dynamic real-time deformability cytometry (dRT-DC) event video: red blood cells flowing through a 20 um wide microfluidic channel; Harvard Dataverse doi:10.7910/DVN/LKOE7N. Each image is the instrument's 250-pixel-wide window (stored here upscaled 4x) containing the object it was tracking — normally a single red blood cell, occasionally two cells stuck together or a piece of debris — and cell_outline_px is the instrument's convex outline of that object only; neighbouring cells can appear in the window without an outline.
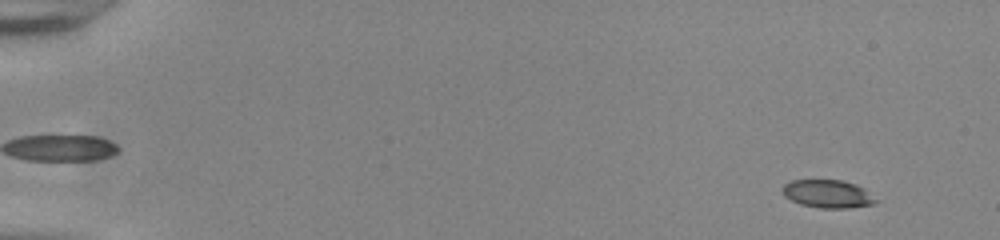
{"species": "common noctule bat (a hibernating species)", "species_latin": "Nyctalus noctula", "temperature_condition": "room temperature", "stored_images_in_passage": 55, "camera_frame_rate_fps": 3000, "um_per_image_px": 0.085, "animal": {"sex": "male", "body_mass_g": 20.0, "forearm_length_mm": 53.3}, "frame": {"image": 1, "passage_image": 4, "time_ms": 1.0, "image_size_px": [1000, 240], "cell_outline_px": [[876, 204], [848, 208], [820, 208], [800, 204], [784, 196], [780, 188], [784, 184], [792, 180], [840, 180], [856, 184], [864, 188], [876, 200]], "centroid_in_image_um": [70.33, 16.48], "position_along_channel_um": 14.7, "area_um2": 15.26}}
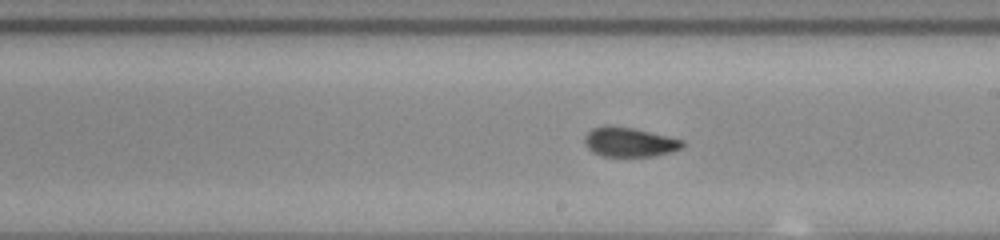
{"frame": {"image": 2, "passage_image": 33, "time_ms": 10.667, "image_size_px": [1000, 240], "cell_outline_px": [[684, 144], [680, 148], [668, 152], [652, 156], [600, 156], [592, 152], [588, 148], [584, 140], [584, 136], [592, 128], [604, 124], [612, 124], [632, 128], [684, 140]], "centroid_in_image_um": [53.42, 12.06], "position_along_channel_um": 235.6, "area_um2": 16.76}}
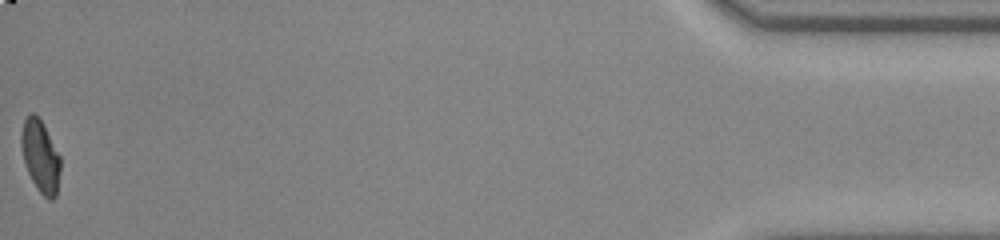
{"frame": {"image": 3, "passage_image": 55, "time_ms": 18.0, "image_size_px": [1000, 240], "cell_outline_px": [[60, 168], [56, 196], [52, 200], [48, 200], [36, 188], [28, 172], [24, 160], [20, 144], [20, 136], [24, 120], [32, 112], [40, 120], [60, 156]], "centroid_in_image_um": [3.42, 13.32], "position_along_channel_um": 431.8, "area_um2": 16.13}, "authors_computed_cell_mechanics": {"area_um2": 16.5308, "velocity_mm_per_s": 3.8497, "shape_relaxation_time_tau1_ms": 5.7073, "shape_relaxation_time_tau2_ms": 1.3003, "deformation_change_tau1": 0.1702, "deformation_change_tau2": 0.0672}}